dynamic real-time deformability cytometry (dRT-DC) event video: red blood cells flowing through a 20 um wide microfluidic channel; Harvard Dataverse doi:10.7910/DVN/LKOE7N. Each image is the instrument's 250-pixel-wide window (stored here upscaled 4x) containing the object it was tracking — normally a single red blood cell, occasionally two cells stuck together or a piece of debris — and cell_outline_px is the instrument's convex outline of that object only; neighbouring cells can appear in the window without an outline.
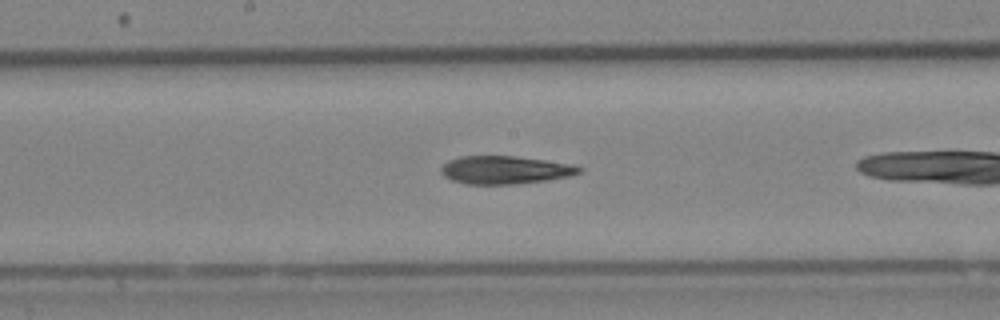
{"species": "Egyptian fruit bat (a non-hibernating species)", "species_latin": "Rousettus aegyptiacus", "temperature_condition": "cold", "stored_images_in_passage": 19, "camera_frame_rate_fps": 3000, "um_per_image_px": 0.085, "animal": {"sex": "female"}, "frame": {"image": 1, "passage_image": 11, "time_ms": 3.333, "image_size_px": [1000, 320], "cell_outline_px": [[584, 168], [580, 172], [572, 176], [548, 180], [512, 184], [468, 184], [452, 180], [444, 176], [440, 172], [440, 168], [448, 160], [460, 156], [516, 156], [572, 164]], "centroid_in_image_um": [42.93, 14.44], "position_along_channel_um": 205.3, "area_um2": 22.6}}
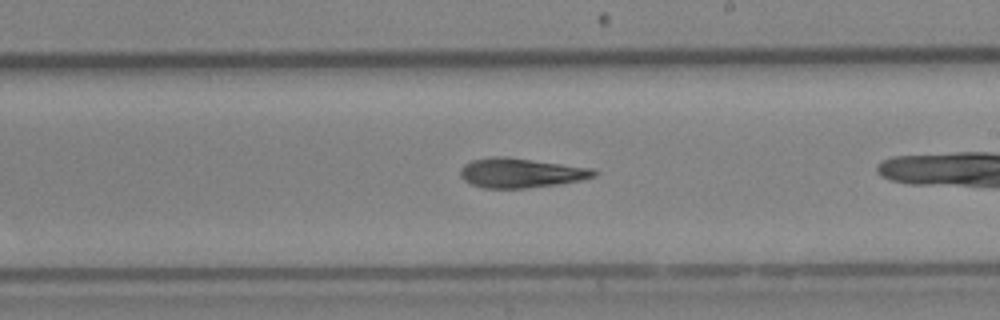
{"frame": {"image": 2, "passage_image": 14, "time_ms": 4.333, "image_size_px": [1000, 320], "cell_outline_px": [[600, 172], [596, 176], [580, 180], [556, 184], [524, 188], [484, 188], [472, 184], [464, 180], [460, 176], [460, 168], [464, 164], [472, 160], [492, 156], [504, 156], [592, 168]], "centroid_in_image_um": [44.26, 14.69], "position_along_channel_um": 244.7, "area_um2": 22.95}}